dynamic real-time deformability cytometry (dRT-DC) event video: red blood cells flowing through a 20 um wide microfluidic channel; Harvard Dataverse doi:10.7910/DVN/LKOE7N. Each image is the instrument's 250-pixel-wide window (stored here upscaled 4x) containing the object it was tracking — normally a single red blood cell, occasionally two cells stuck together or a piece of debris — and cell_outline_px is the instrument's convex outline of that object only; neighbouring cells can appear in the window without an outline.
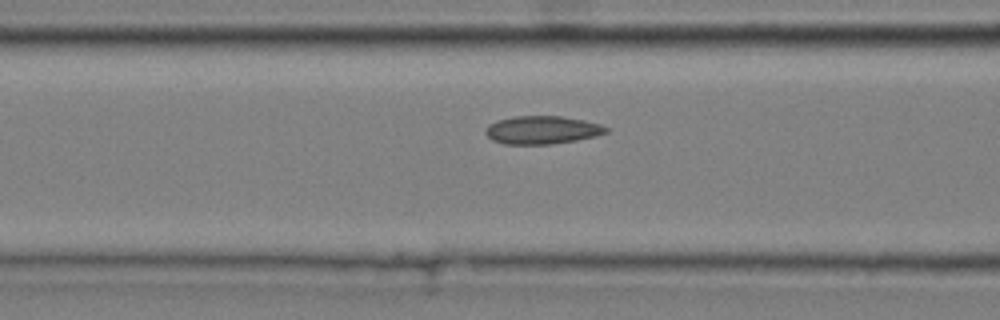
{"species": "common noctule bat (a hibernating species)", "species_latin": "Nyctalus noctula", "temperature_condition": "cold", "stored_images_in_passage": 14, "camera_frame_rate_fps": 3000, "um_per_image_px": 0.085, "animal": {"sex": "male", "body_mass_g": 20.4}, "frame": {"image": 1, "passage_image": 12, "time_ms": 3.667, "image_size_px": [1000, 320], "cell_outline_px": [[608, 132], [596, 136], [576, 140], [552, 144], [504, 144], [492, 140], [484, 132], [484, 128], [488, 124], [496, 120], [512, 116], [560, 116], [584, 120], [600, 124], [608, 128]], "centroid_in_image_um": [46.04, 11.04], "position_along_channel_um": 120.6, "area_um2": 19.88}}